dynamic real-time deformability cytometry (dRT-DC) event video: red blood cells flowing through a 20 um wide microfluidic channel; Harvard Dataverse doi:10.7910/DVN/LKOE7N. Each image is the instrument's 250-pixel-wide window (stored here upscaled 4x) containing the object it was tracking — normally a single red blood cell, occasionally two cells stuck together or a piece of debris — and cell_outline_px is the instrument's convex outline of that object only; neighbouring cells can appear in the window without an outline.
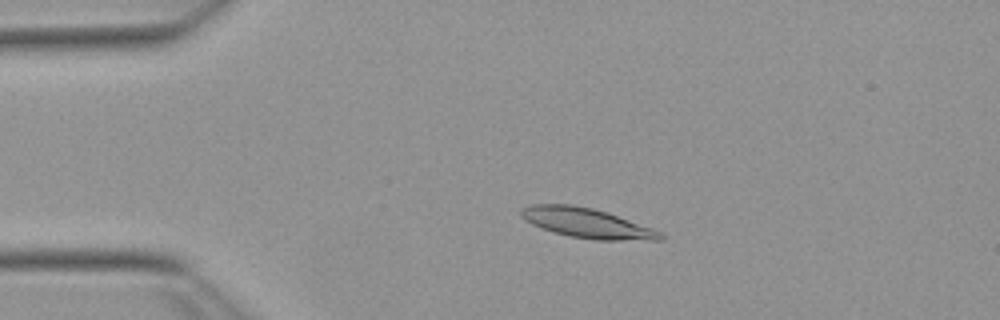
{"species": "Egyptian fruit bat (a non-hibernating species)", "species_latin": "Rousettus aegyptiacus", "temperature_condition": "warm", "stored_images_in_passage": 53, "camera_frame_rate_fps": 3000, "um_per_image_px": 0.085, "animal": {"sex": "female"}, "frame": {"image": 1, "passage_image": 11, "time_ms": 3.333, "image_size_px": [1000, 320], "cell_outline_px": [[664, 240], [596, 240], [568, 236], [540, 228], [532, 224], [520, 216], [520, 208], [532, 204], [572, 204], [592, 208], [652, 228], [660, 232], [664, 236]], "centroid_in_image_um": [49.83, 18.96], "position_along_channel_um": 35.2, "area_um2": 23.99}}
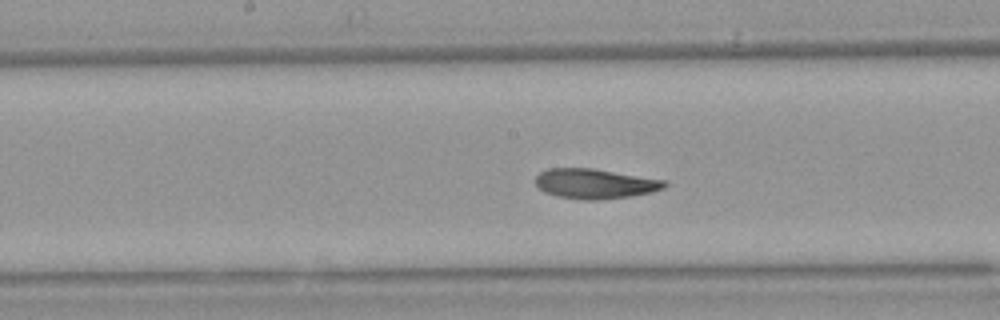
{"frame": {"image": 2, "passage_image": 27, "time_ms": 8.667, "image_size_px": [1000, 320], "cell_outline_px": [[668, 184], [664, 188], [652, 192], [632, 196], [600, 200], [580, 200], [556, 196], [544, 192], [536, 184], [536, 176], [540, 172], [548, 168], [592, 168], [668, 180]], "centroid_in_image_um": [50.6, 15.62], "position_along_channel_um": 197.6, "area_um2": 22.77}}
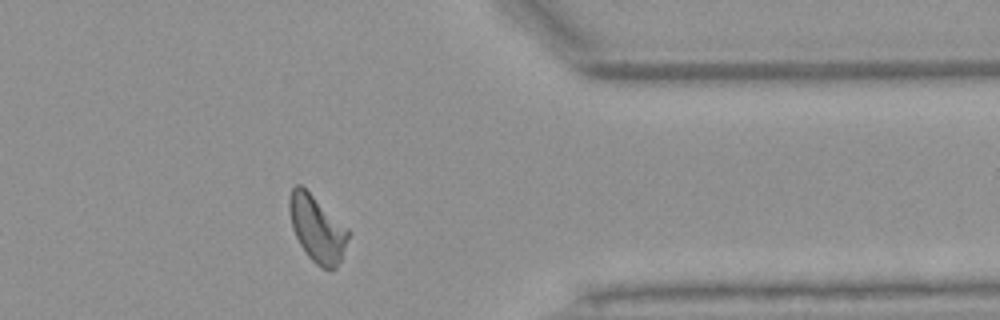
{"frame": {"image": 3, "passage_image": 43, "time_ms": 14.0, "image_size_px": [1000, 320], "cell_outline_px": [[348, 236], [340, 260], [336, 268], [320, 268], [304, 252], [292, 228], [288, 208], [288, 196], [292, 188], [296, 184], [300, 184], [348, 228]], "centroid_in_image_um": [26.91, 19.42], "position_along_channel_um": 384.5, "area_um2": 22.43}, "authors_computed_cell_mechanics": {"area_um2": 22.7732, "velocity_mm_per_s": 3.7957, "shape_relaxation_time_tau1_ms": 4.6443, "shape_relaxation_time_tau2_ms": 4.2072, "deformation_change_tau1": 0.1638, "deformation_change_tau2": 0.0752}}